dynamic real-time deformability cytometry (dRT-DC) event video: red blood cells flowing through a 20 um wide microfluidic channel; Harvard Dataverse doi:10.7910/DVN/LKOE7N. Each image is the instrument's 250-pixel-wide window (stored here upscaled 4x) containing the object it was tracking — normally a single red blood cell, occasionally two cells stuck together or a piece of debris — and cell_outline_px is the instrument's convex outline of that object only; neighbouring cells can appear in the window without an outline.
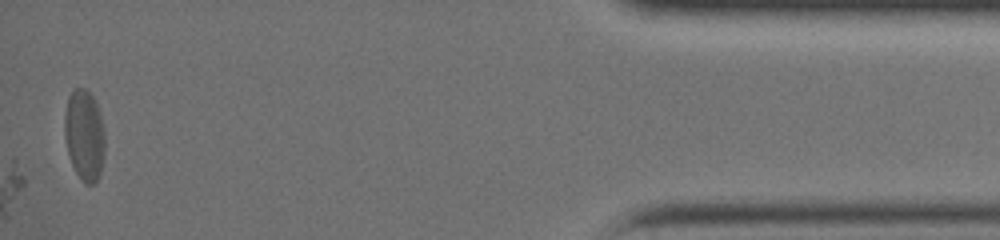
{"species": "common noctule bat (a hibernating species)", "species_latin": "Nyctalus noctula", "temperature_condition": "warm", "stored_images_in_passage": 35, "camera_frame_rate_fps": 3000, "um_per_image_px": 0.085, "animal": {"sex": "female", "body_mass_g": 19.0, "forearm_length_mm": 51.5}, "frame": {"image": 1, "passage_image": 35, "time_ms": 11.333, "image_size_px": [1000, 240], "cell_outline_px": [[104, 152], [100, 176], [92, 184], [84, 184], [76, 172], [72, 164], [68, 152], [64, 136], [64, 116], [68, 96], [76, 88], [84, 88], [92, 96], [100, 112], [104, 128]], "centroid_in_image_um": [7.17, 11.49], "position_along_channel_um": 428.0, "area_um2": 21.39}}